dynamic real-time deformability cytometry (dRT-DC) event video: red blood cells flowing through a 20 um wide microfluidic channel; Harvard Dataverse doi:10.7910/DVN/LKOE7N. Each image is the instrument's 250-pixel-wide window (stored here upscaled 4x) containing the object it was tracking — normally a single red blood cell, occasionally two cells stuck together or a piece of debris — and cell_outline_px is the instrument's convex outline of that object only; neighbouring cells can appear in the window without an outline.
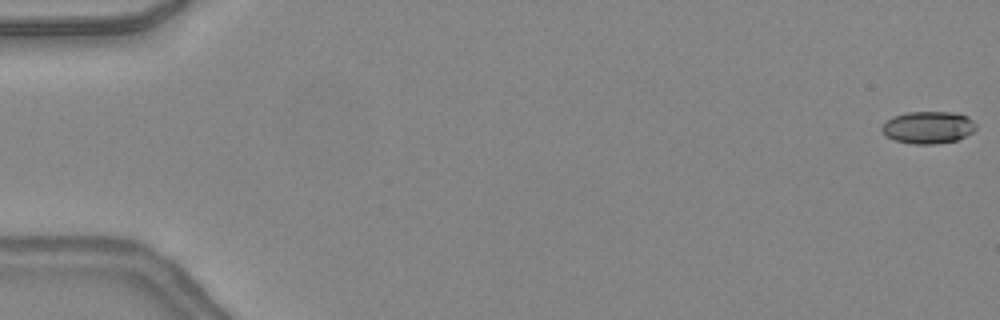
{"species": "common noctule bat (a hibernating species)", "species_latin": "Nyctalus noctula", "temperature_condition": "warm", "stored_images_in_passage": 15, "camera_frame_rate_fps": 3000, "um_per_image_px": 0.085, "animal": {"sex": "female", "body_mass_g": 24.6, "forearm_length_mm": 56.2}, "frame": {"image": 1, "passage_image": 1, "time_ms": 0.0, "image_size_px": [1000, 320], "cell_outline_px": [[976, 128], [972, 132], [956, 140], [936, 144], [912, 144], [896, 140], [884, 136], [880, 128], [892, 116], [908, 112], [952, 112], [968, 116], [976, 124]], "centroid_in_image_um": [78.87, 10.83], "position_along_channel_um": 6.1, "area_um2": 17.69}}
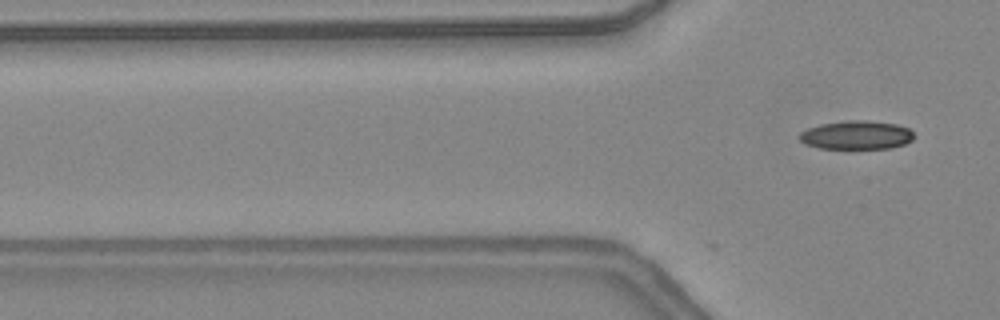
{"frame": {"image": 2, "passage_image": 15, "time_ms": 4.667, "image_size_px": [1000, 320], "cell_outline_px": [[916, 136], [912, 140], [904, 144], [892, 148], [820, 148], [804, 144], [796, 136], [800, 132], [808, 128], [820, 124], [848, 120], [864, 120], [896, 124], [908, 128]], "centroid_in_image_um": [72.78, 11.48], "position_along_channel_um": 53.0, "area_um2": 19.19}}